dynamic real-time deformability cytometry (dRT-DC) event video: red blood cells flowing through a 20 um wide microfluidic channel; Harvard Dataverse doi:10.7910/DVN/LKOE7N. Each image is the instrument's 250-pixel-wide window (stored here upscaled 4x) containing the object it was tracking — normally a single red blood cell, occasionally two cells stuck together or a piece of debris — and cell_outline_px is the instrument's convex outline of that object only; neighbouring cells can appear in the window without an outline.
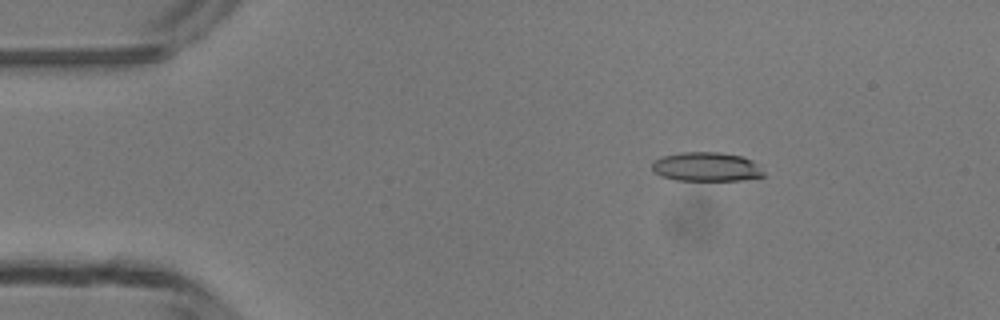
{"species": "common noctule bat (a hibernating species)", "species_latin": "Nyctalus noctula", "temperature_condition": "room temperature", "stored_images_in_passage": 29, "camera_frame_rate_fps": 3000, "um_per_image_px": 0.085, "animal": {"sex": "male", "body_mass_g": 13.3}, "frame": {"image": 1, "passage_image": 3, "time_ms": 0.667, "image_size_px": [1000, 320], "cell_outline_px": [[764, 176], [740, 180], [676, 180], [660, 176], [652, 168], [652, 160], [664, 156], [680, 152], [720, 152], [740, 156], [752, 160], [764, 172]], "centroid_in_image_um": [60.02, 14.17], "position_along_channel_um": 25.0, "area_um2": 18.84}}
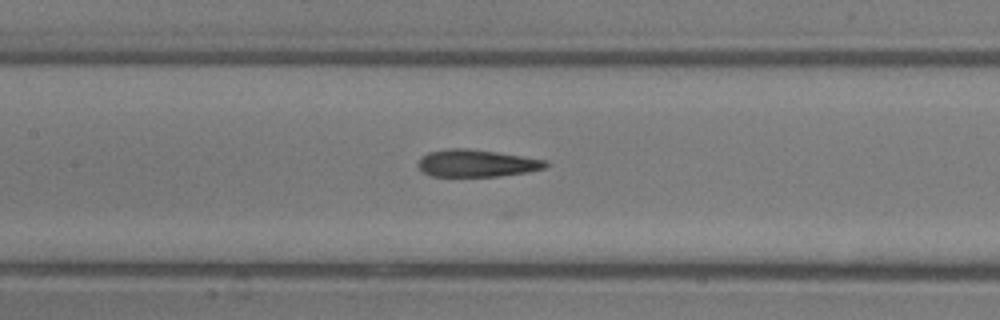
{"frame": {"image": 2, "passage_image": 18, "time_ms": 5.667, "image_size_px": [1000, 320], "cell_outline_px": [[548, 164], [544, 168], [528, 172], [500, 176], [428, 176], [420, 172], [416, 164], [428, 152], [448, 148], [468, 148], [496, 152], [548, 160]], "centroid_in_image_um": [40.48, 13.88], "position_along_channel_um": 166.9, "area_um2": 20.4}}
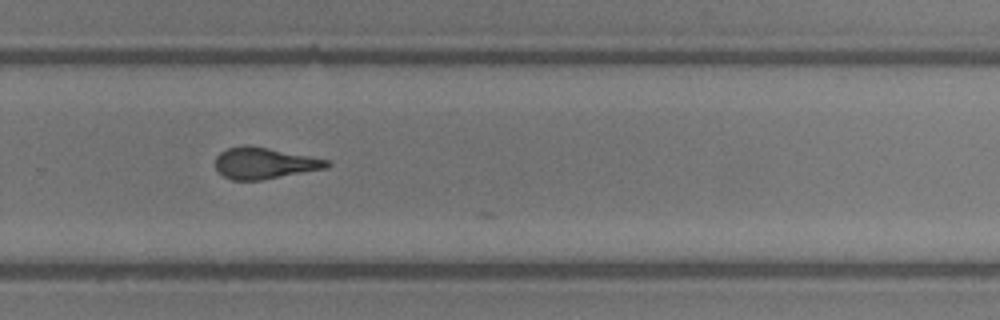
{"frame": {"image": 3, "passage_image": 28, "time_ms": 9.0, "image_size_px": [1000, 320], "cell_outline_px": [[332, 164], [328, 168], [260, 180], [232, 180], [224, 176], [216, 168], [216, 156], [220, 152], [228, 148], [244, 144], [268, 148], [328, 160]], "centroid_in_image_um": [22.47, 13.87], "position_along_channel_um": 307.3, "area_um2": 20.17}}